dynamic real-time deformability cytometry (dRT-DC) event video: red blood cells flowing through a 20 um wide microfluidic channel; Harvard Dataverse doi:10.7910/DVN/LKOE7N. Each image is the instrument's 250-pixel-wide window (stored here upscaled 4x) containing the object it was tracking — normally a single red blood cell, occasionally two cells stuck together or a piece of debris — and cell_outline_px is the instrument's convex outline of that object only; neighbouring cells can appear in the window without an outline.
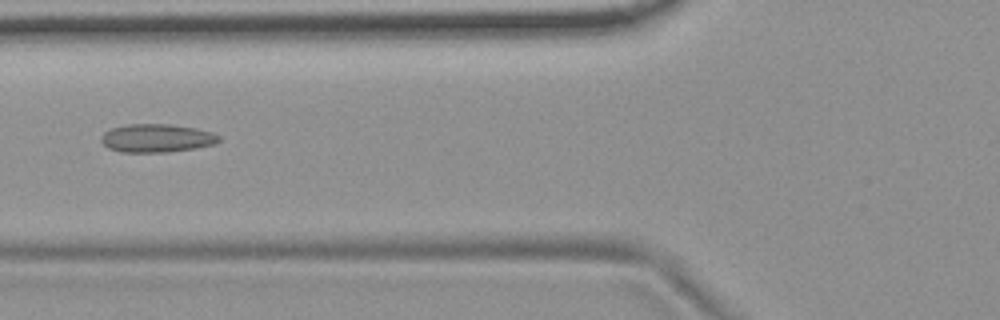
{"species": "common noctule bat (a hibernating species)", "species_latin": "Nyctalus noctula", "temperature_condition": "room temperature", "stored_images_in_passage": 2, "camera_frame_rate_fps": 3000, "um_per_image_px": 0.085, "animal": {"sex": "female", "body_mass_g": 19.9}, "frame": {"image": 1, "passage_image": 2, "time_ms": 0.333, "image_size_px": [1000, 320], "cell_outline_px": [[220, 140], [212, 144], [196, 148], [168, 152], [124, 152], [108, 148], [100, 140], [100, 136], [104, 132], [112, 128], [128, 124], [168, 124], [196, 128], [212, 132], [220, 136]], "centroid_in_image_um": [13.31, 11.74], "position_along_channel_um": 112.5, "area_um2": 19.36}}